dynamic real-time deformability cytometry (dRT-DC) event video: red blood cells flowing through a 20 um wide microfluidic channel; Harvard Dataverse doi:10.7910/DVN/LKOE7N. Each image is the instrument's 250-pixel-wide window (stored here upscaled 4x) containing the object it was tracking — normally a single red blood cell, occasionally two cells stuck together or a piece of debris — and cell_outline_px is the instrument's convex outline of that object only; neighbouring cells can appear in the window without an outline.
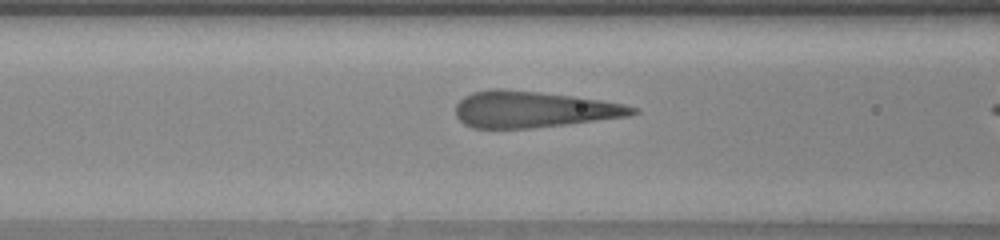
{"species": "human", "species_latin": "Homo sapiens", "temperature_condition": "warm", "stored_images_in_passage": 20, "camera_frame_rate_fps": 3000, "um_per_image_px": 0.085, "donor": {"sex": "female"}, "frame": {"image": 1, "passage_image": 18, "time_ms": 5.667, "image_size_px": [1000, 240], "cell_outline_px": [[640, 112], [628, 116], [532, 128], [472, 128], [464, 124], [456, 116], [456, 104], [464, 96], [472, 92], [488, 88], [504, 88], [540, 92], [572, 96], [600, 100], [624, 104], [636, 108]], "centroid_in_image_um": [45.28, 9.28], "position_along_channel_um": 121.3, "area_um2": 37.4}}